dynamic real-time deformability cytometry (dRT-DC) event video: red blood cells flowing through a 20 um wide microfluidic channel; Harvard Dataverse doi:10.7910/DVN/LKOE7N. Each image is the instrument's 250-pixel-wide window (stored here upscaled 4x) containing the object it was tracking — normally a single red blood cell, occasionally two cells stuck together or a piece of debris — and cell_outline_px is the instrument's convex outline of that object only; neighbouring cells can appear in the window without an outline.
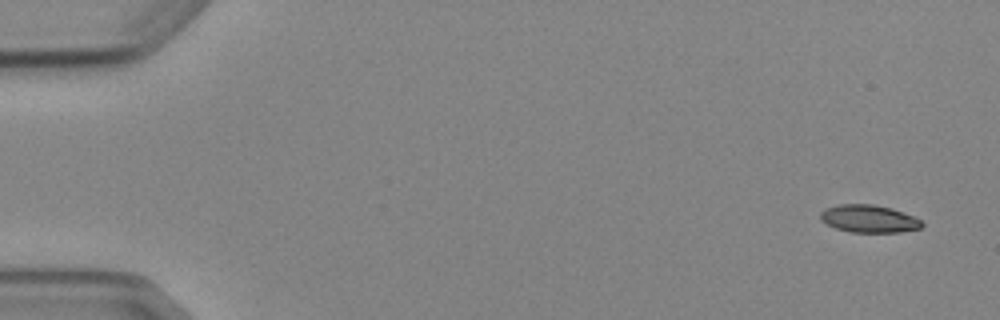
{"species": "Egyptian fruit bat (a non-hibernating species)", "species_latin": "Rousettus aegyptiacus", "temperature_condition": "cold", "stored_images_in_passage": 4, "camera_frame_rate_fps": 3000, "um_per_image_px": 0.085, "animal": {"sex": "female"}, "frame": {"image": 1, "passage_image": 1, "time_ms": 0.0, "image_size_px": [1000, 320], "cell_outline_px": [[924, 224], [920, 228], [900, 232], [852, 232], [836, 228], [820, 220], [820, 212], [824, 208], [840, 204], [872, 204], [892, 208], [912, 216], [920, 220]], "centroid_in_image_um": [73.83, 18.58], "position_along_channel_um": 11.2, "area_um2": 16.24}}
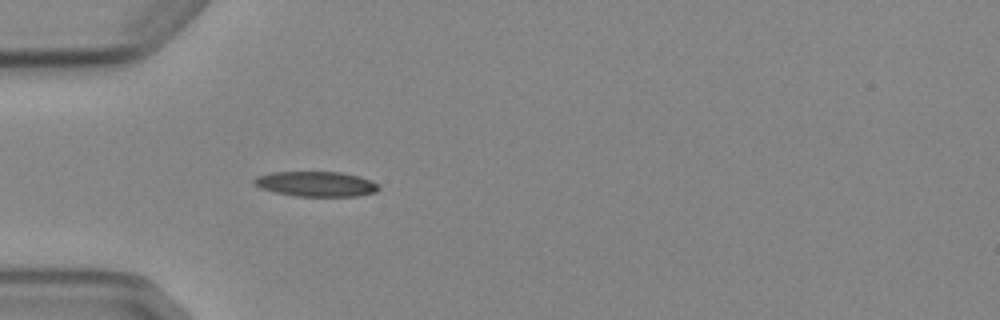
{"frame": {"image": 2, "passage_image": 4, "time_ms": 4.667, "image_size_px": [1000, 320], "cell_outline_px": [[380, 188], [376, 192], [356, 196], [296, 196], [276, 192], [260, 188], [252, 184], [252, 180], [256, 176], [272, 172], [340, 172], [360, 176], [376, 184]], "centroid_in_image_um": [26.81, 15.63], "position_along_channel_um": 58.2, "area_um2": 18.15}}